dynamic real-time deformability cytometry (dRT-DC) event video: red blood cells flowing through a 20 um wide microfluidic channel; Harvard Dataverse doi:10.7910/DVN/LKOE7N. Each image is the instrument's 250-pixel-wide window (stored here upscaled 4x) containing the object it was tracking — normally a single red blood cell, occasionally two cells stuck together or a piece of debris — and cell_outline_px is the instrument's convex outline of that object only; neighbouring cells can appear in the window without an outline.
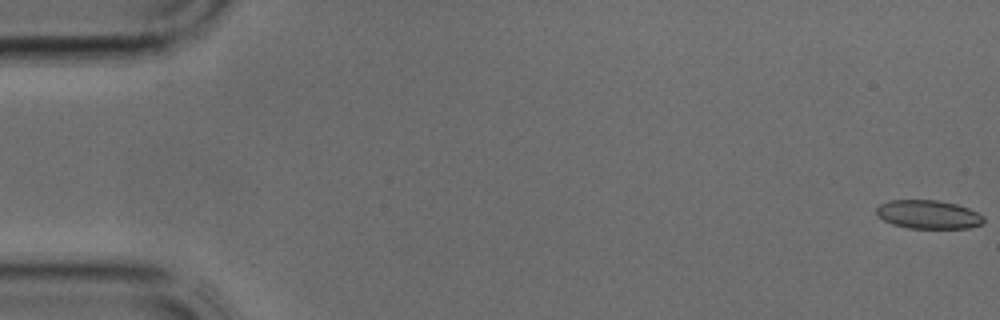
{"species": "common noctule bat (a hibernating species)", "species_latin": "Nyctalus noctula", "temperature_condition": "cold", "stored_images_in_passage": 40, "camera_frame_rate_fps": 3000, "um_per_image_px": 0.085, "animal": {"sex": "male", "body_mass_g": 17.9, "forearm_length_mm": 54.2}, "frame": {"image": 1, "passage_image": 1, "time_ms": 0.0, "image_size_px": [1000, 320], "cell_outline_px": [[984, 224], [968, 228], [908, 228], [892, 224], [884, 220], [876, 212], [876, 208], [880, 204], [888, 200], [936, 200], [956, 204], [968, 208], [984, 216]], "centroid_in_image_um": [78.92, 18.23], "position_along_channel_um": 6.1, "area_um2": 17.86}}
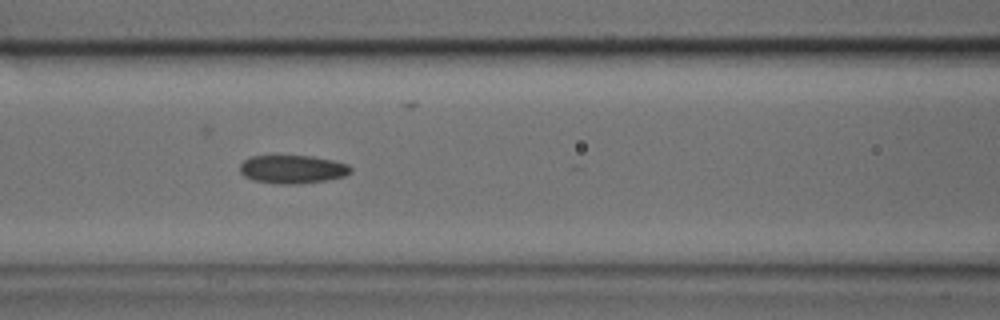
{"frame": {"image": 2, "passage_image": 17, "time_ms": 5.333, "image_size_px": [1000, 320], "cell_outline_px": [[352, 172], [344, 176], [328, 180], [296, 184], [276, 184], [252, 180], [244, 176], [240, 172], [240, 164], [244, 160], [252, 156], [312, 156], [332, 160], [348, 164], [352, 168]], "centroid_in_image_um": [24.87, 14.39], "position_along_channel_um": 141.7, "area_um2": 18.38}}
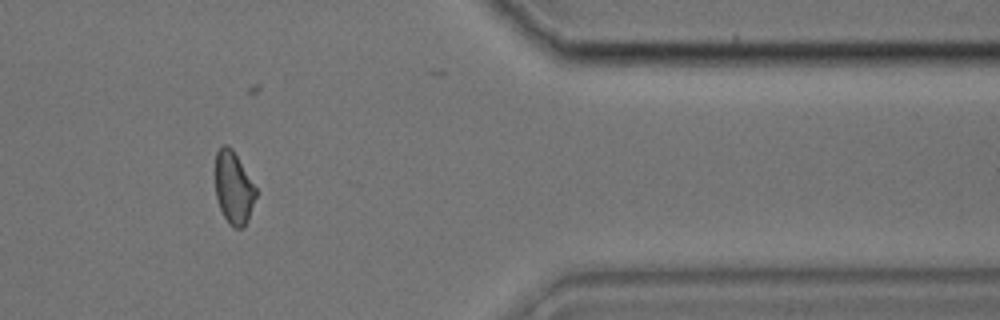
{"frame": {"image": 3, "passage_image": 33, "time_ms": 10.667, "image_size_px": [1000, 320], "cell_outline_px": [[256, 196], [248, 220], [244, 228], [232, 228], [228, 224], [220, 208], [216, 196], [216, 152], [224, 144], [228, 144], [232, 148], [256, 188]], "centroid_in_image_um": [19.86, 15.99], "position_along_channel_um": 391.5, "area_um2": 17.05}}